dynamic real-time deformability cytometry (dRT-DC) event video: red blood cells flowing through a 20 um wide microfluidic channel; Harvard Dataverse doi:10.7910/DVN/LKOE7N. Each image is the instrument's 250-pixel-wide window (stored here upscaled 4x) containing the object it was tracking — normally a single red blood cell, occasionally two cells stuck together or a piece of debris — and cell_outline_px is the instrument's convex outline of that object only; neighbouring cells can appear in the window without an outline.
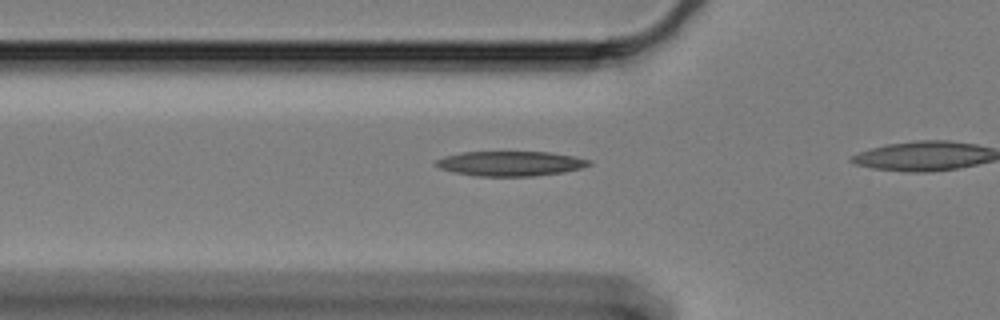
{"species": "Egyptian fruit bat (a non-hibernating species)", "species_latin": "Rousettus aegyptiacus", "temperature_condition": "cold", "stored_images_in_passage": 15, "camera_frame_rate_fps": 3000, "um_per_image_px": 0.085, "animal": {"sex": "female"}, "frame": {"image": 1, "passage_image": 9, "time_ms": 2.667, "image_size_px": [1000, 320], "cell_outline_px": [[588, 164], [576, 168], [556, 172], [520, 176], [492, 176], [460, 172], [444, 168], [436, 164], [440, 160], [448, 156], [468, 152], [544, 152], [568, 156], [588, 160]], "centroid_in_image_um": [43.37, 13.88], "position_along_channel_um": 82.4, "area_um2": 20.23}}
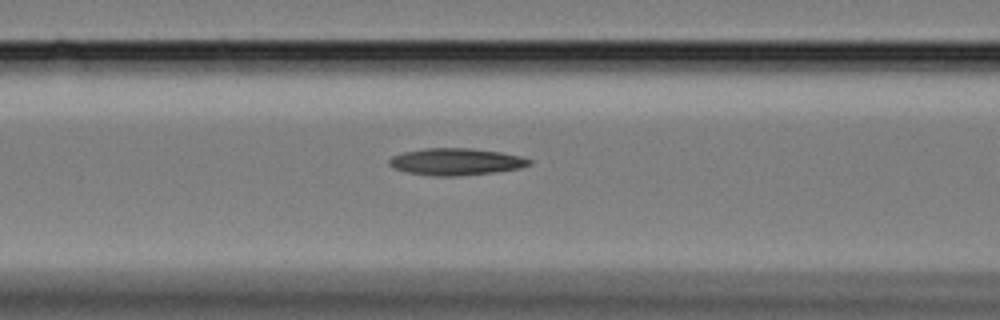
{"frame": {"image": 2, "passage_image": 13, "time_ms": 4.0, "image_size_px": [1000, 320], "cell_outline_px": [[528, 164], [516, 168], [484, 172], [412, 172], [396, 168], [392, 164], [392, 160], [396, 156], [408, 152], [436, 148], [456, 148], [496, 152], [516, 156], [528, 160]], "centroid_in_image_um": [38.78, 13.68], "position_along_channel_um": 127.8, "area_um2": 18.67}}